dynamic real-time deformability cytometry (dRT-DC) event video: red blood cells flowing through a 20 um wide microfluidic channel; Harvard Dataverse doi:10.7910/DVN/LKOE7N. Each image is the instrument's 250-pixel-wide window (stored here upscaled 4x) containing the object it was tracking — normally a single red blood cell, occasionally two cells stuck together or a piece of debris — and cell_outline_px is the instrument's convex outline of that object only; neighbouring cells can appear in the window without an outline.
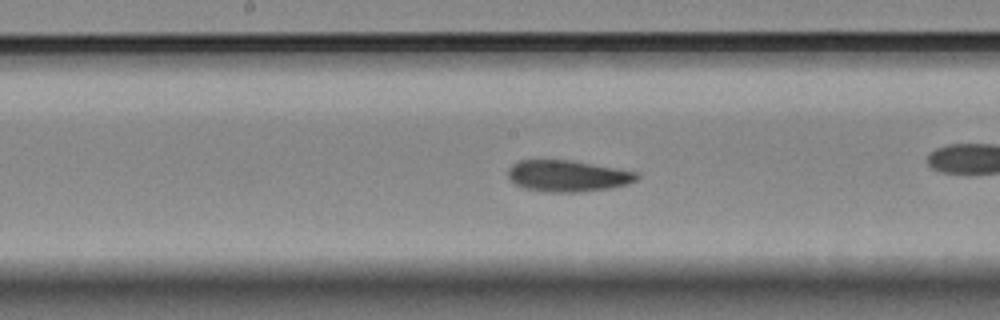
{"species": "Egyptian fruit bat (a non-hibernating species)", "species_latin": "Rousettus aegyptiacus", "temperature_condition": "room temperature", "stored_images_in_passage": 37, "camera_frame_rate_fps": 3000, "um_per_image_px": 0.085, "animal": {"sex": "female"}, "frame": {"image": 1, "passage_image": 11, "time_ms": 3.333, "image_size_px": [1000, 320], "cell_outline_px": [[640, 176], [636, 180], [624, 184], [608, 188], [580, 192], [544, 192], [524, 188], [516, 184], [508, 176], [508, 168], [512, 164], [520, 160], [572, 160], [616, 168], [636, 172]], "centroid_in_image_um": [48.21, 14.95], "position_along_channel_um": 200.0, "area_um2": 23.41}}